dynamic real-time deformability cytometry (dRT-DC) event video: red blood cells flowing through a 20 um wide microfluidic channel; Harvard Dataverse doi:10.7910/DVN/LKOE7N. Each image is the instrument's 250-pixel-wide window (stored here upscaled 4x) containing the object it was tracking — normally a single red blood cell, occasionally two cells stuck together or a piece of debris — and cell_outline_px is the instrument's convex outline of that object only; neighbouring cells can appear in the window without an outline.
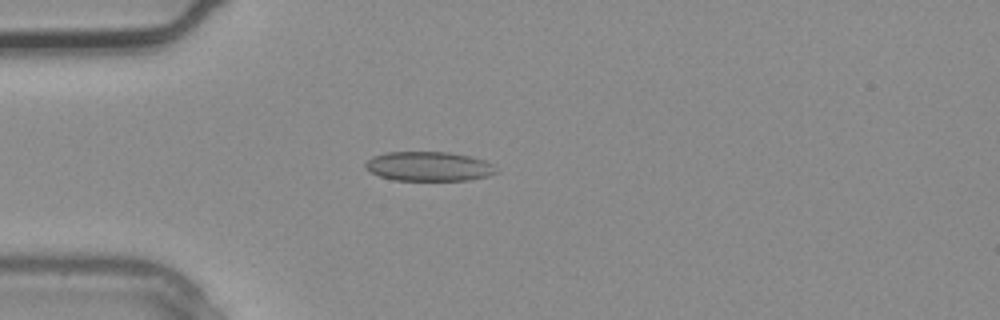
{"species": "common noctule bat (a hibernating species)", "species_latin": "Nyctalus noctula", "temperature_condition": "warm", "stored_images_in_passage": 1, "camera_frame_rate_fps": 3000, "um_per_image_px": 0.085, "animal": {"sex": "male", "body_mass_g": 20.4}, "frame": {"image": 1, "passage_image": 1, "time_ms": 0.0, "image_size_px": [1000, 320], "cell_outline_px": [[496, 172], [488, 176], [468, 180], [392, 180], [380, 176], [364, 168], [364, 164], [372, 156], [384, 152], [448, 152], [468, 156], [484, 160], [492, 164]], "centroid_in_image_um": [36.4, 14.14], "position_along_channel_um": 48.6, "area_um2": 22.31}}